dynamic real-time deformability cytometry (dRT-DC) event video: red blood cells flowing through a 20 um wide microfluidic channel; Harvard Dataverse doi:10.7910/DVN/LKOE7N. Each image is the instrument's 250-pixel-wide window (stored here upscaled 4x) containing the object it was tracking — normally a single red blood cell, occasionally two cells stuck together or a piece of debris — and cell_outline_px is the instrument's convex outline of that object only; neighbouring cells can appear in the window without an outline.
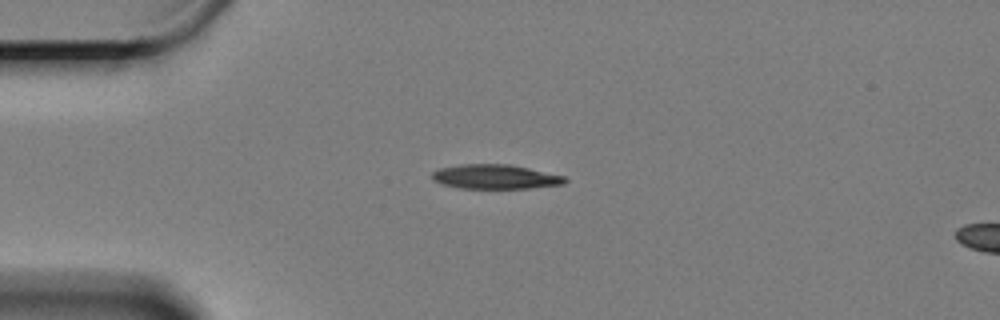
{"species": "Egyptian fruit bat (a non-hibernating species)", "species_latin": "Rousettus aegyptiacus", "temperature_condition": "cold", "stored_images_in_passage": 47, "camera_frame_rate_fps": 3000, "um_per_image_px": 0.085, "animal": {"sex": "female"}, "frame": {"image": 1, "passage_image": 1, "time_ms": 0.0, "image_size_px": [1000, 320], "cell_outline_px": [[568, 180], [564, 184], [528, 188], [456, 188], [440, 184], [432, 180], [432, 172], [436, 168], [460, 164], [512, 164], [564, 176]], "centroid_in_image_um": [42.04, 15.02], "position_along_channel_um": 43.0, "area_um2": 19.13}}
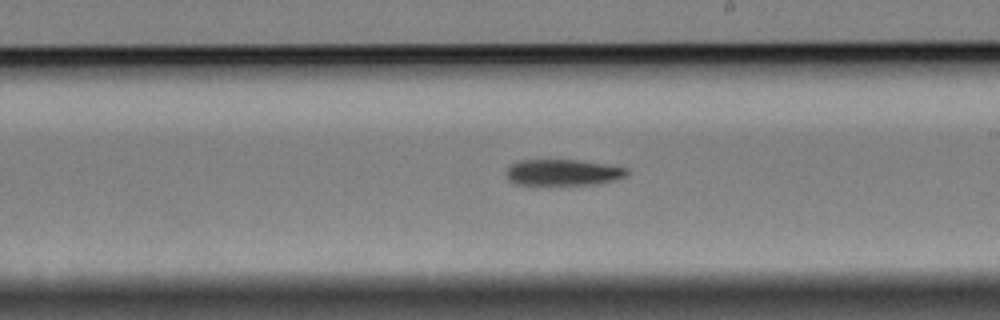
{"frame": {"image": 2, "passage_image": 21, "time_ms": 6.667, "image_size_px": [1000, 320], "cell_outline_px": [[628, 172], [624, 176], [616, 180], [596, 184], [516, 184], [508, 180], [504, 172], [508, 164], [516, 160], [576, 160], [604, 164], [628, 168]], "centroid_in_image_um": [47.77, 14.64], "position_along_channel_um": 241.2, "area_um2": 18.44}}
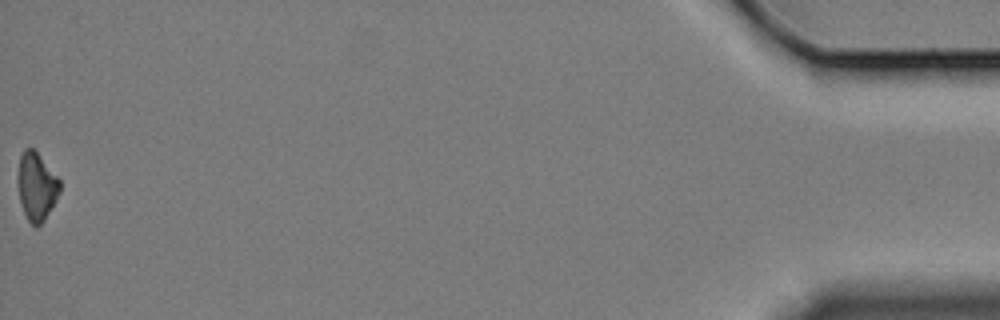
{"frame": {"image": 3, "passage_image": 47, "time_ms": 15.333, "image_size_px": [1000, 320], "cell_outline_px": [[60, 192], [56, 200], [44, 220], [36, 228], [28, 220], [24, 212], [20, 200], [16, 180], [16, 176], [20, 156], [24, 148], [32, 148], [36, 152], [60, 180]], "centroid_in_image_um": [3.08, 15.85], "position_along_channel_um": 432.1, "area_um2": 16.59}, "authors_computed_cell_mechanics": {"area_um2": 19.1318, "velocity_mm_per_s": 3.3005, "shape_relaxation_time_tau1_ms": 2.4551, "shape_relaxation_time_tau2_ms": null, "deformation_change_tau1": 0.1409, "deformation_change_tau2": null}}